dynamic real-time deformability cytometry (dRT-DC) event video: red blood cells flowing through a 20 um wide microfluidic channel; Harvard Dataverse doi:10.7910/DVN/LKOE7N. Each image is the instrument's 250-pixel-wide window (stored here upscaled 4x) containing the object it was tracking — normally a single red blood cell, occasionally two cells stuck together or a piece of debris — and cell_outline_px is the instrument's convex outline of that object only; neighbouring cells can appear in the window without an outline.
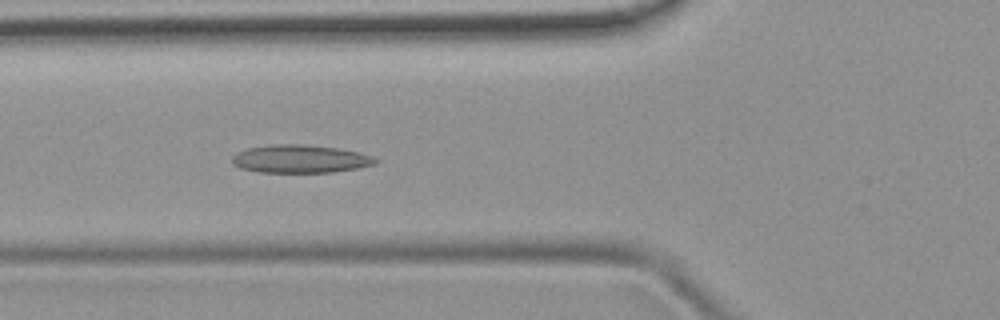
{"species": "common noctule bat (a hibernating species)", "species_latin": "Nyctalus noctula", "temperature_condition": "room temperature", "stored_images_in_passage": 6, "camera_frame_rate_fps": 3000, "um_per_image_px": 0.085, "animal": {"sex": "female", "body_mass_g": 19.9}, "frame": {"image": 1, "passage_image": 6, "time_ms": 5.667, "image_size_px": [1000, 320], "cell_outline_px": [[380, 160], [376, 164], [356, 168], [332, 172], [260, 172], [240, 168], [232, 164], [232, 156], [236, 152], [248, 148], [272, 144], [304, 144], [336, 148], [360, 152], [372, 156]], "centroid_in_image_um": [25.51, 13.5], "position_along_channel_um": 100.3, "area_um2": 23.47}}